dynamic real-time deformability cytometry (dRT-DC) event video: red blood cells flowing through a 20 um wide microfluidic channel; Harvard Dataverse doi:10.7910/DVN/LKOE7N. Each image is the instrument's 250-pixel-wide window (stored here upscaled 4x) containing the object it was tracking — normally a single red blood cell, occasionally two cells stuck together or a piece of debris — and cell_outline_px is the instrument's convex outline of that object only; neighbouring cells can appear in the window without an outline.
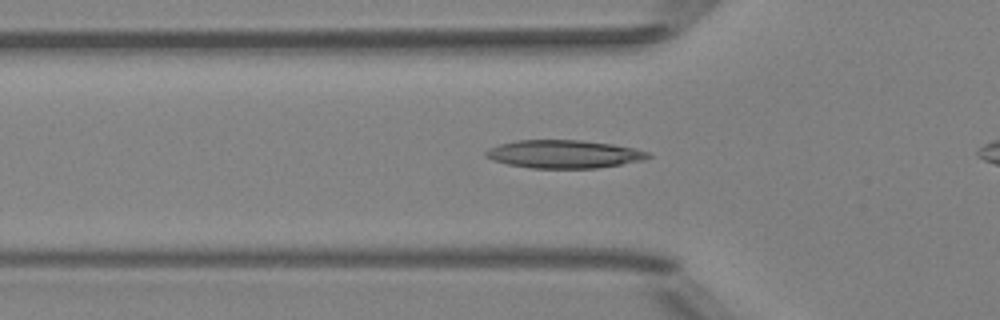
{"species": "Egyptian fruit bat (a non-hibernating species)", "species_latin": "Rousettus aegyptiacus", "temperature_condition": "room temperature", "stored_images_in_passage": 42, "camera_frame_rate_fps": 3000, "um_per_image_px": 0.085, "animal": {"sex": "female"}, "frame": {"image": 1, "passage_image": 14, "time_ms": 4.333, "image_size_px": [1000, 320], "cell_outline_px": [[652, 156], [644, 160], [596, 168], [532, 168], [508, 164], [492, 160], [484, 156], [484, 152], [488, 148], [500, 144], [516, 140], [580, 140], [612, 144], [632, 148], [648, 152]], "centroid_in_image_um": [47.89, 13.1], "position_along_channel_um": 77.9, "area_um2": 26.47}}
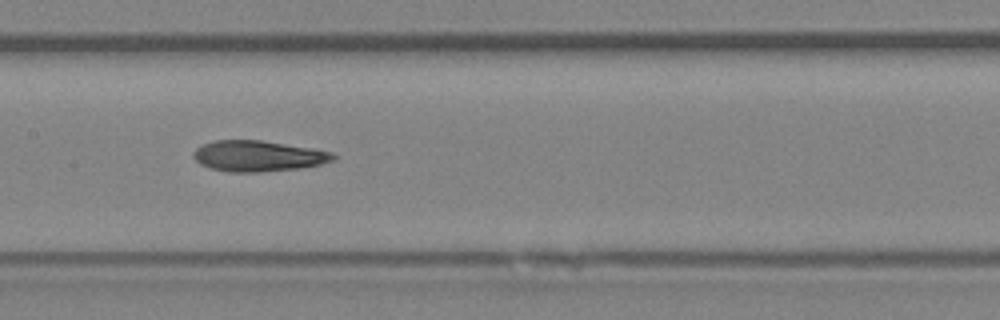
{"frame": {"image": 2, "passage_image": 22, "time_ms": 7.0, "image_size_px": [1000, 320], "cell_outline_px": [[336, 160], [320, 164], [300, 168], [256, 172], [228, 172], [208, 168], [200, 164], [192, 156], [192, 152], [196, 148], [212, 140], [260, 140], [312, 148], [332, 152], [336, 156]], "centroid_in_image_um": [21.91, 13.26], "position_along_channel_um": 185.5, "area_um2": 25.2}}
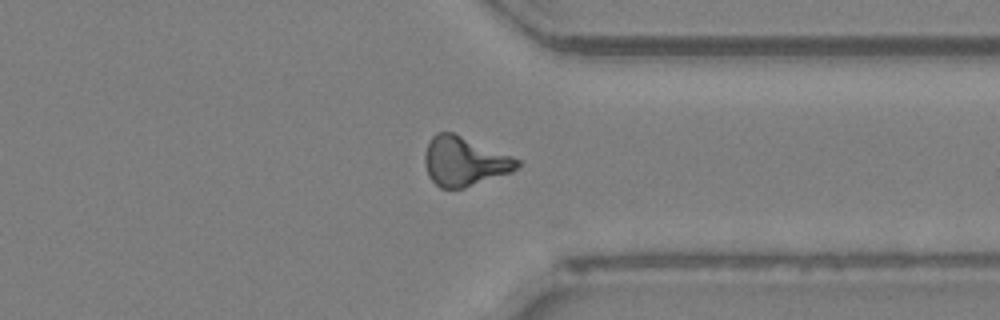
{"frame": {"image": 3, "passage_image": 36, "time_ms": 11.667, "image_size_px": [1000, 320], "cell_outline_px": [[524, 164], [512, 172], [464, 188], [440, 188], [428, 176], [424, 164], [424, 156], [428, 144], [432, 136], [436, 132], [452, 132], [512, 156], [520, 160]], "centroid_in_image_um": [39.48, 13.72], "position_along_channel_um": 371.9, "area_um2": 26.53}, "authors_computed_cell_mechanics": {"area_um2": 25.2875, "velocity_mm_per_s": 4.0368, "shape_relaxation_time_tau1_ms": null, "shape_relaxation_time_tau2_ms": 5.8139, "deformation_change_tau1": null, "deformation_change_tau2": 0.1581}}